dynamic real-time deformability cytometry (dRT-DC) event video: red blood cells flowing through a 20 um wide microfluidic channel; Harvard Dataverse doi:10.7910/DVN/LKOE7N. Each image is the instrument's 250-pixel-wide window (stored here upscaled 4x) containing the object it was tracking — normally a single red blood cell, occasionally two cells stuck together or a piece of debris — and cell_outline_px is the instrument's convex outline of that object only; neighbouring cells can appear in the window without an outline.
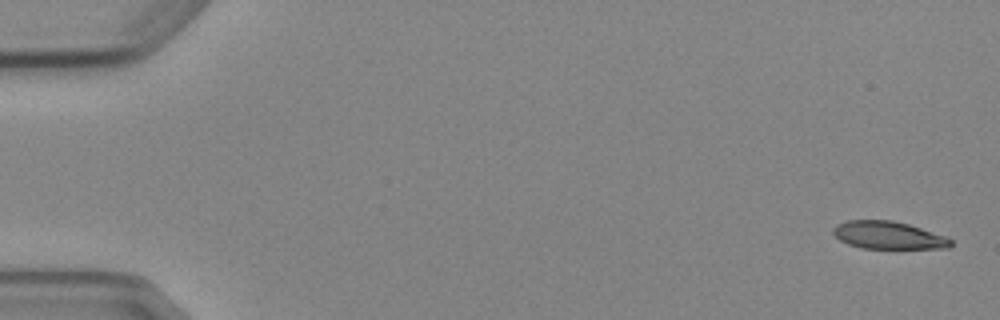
{"species": "Egyptian fruit bat (a non-hibernating species)", "species_latin": "Rousettus aegyptiacus", "temperature_condition": "cold", "stored_images_in_passage": 5, "camera_frame_rate_fps": 3000, "um_per_image_px": 0.085, "animal": {"sex": "female"}, "frame": {"image": 1, "passage_image": 1, "time_ms": 0.0, "image_size_px": [1000, 320], "cell_outline_px": [[952, 244], [948, 248], [860, 248], [848, 244], [840, 240], [832, 232], [832, 228], [836, 224], [848, 220], [892, 220], [908, 224], [948, 236], [952, 240]], "centroid_in_image_um": [75.51, 19.99], "position_along_channel_um": 9.5, "area_um2": 19.02}}
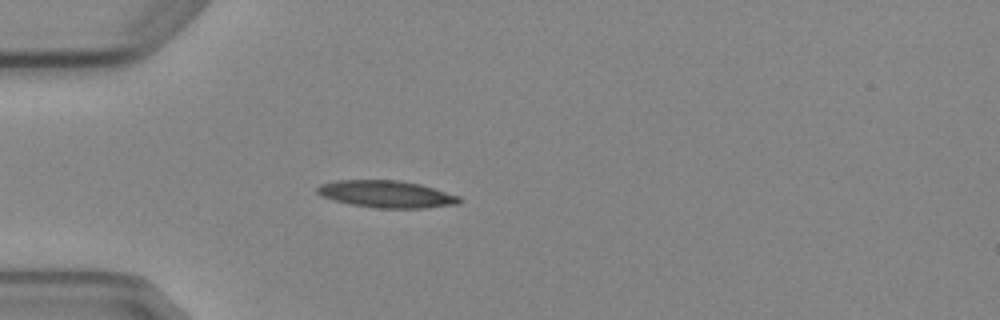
{"frame": {"image": 2, "passage_image": 5, "time_ms": 4.667, "image_size_px": [1000, 320], "cell_outline_px": [[460, 200], [456, 204], [424, 208], [376, 208], [352, 204], [336, 200], [324, 196], [316, 192], [316, 188], [320, 184], [336, 180], [396, 180], [420, 184], [460, 196]], "centroid_in_image_um": [32.84, 16.49], "position_along_channel_um": 52.2, "area_um2": 22.14}}